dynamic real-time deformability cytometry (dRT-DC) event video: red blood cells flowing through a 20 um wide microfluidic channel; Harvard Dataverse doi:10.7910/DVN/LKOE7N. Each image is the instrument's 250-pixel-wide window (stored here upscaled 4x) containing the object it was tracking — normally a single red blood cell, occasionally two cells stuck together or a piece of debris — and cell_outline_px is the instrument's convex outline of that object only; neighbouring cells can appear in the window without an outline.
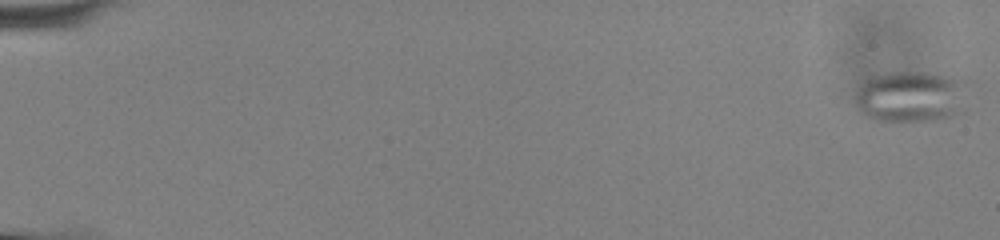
{"species": "common noctule bat (a hibernating species)", "species_latin": "Nyctalus noctula", "temperature_condition": "cold", "stored_images_in_passage": 55, "camera_frame_rate_fps": 3000, "um_per_image_px": 0.085, "animal": {"sex": "male", "body_mass_g": 13.0, "forearm_length_mm": 53.1}, "frame": {"image": 1, "passage_image": 1, "time_ms": 0.0, "image_size_px": [1000, 240], "cell_outline_px": [[972, 80], [964, 112], [940, 120], [876, 120], [860, 112], [856, 108], [852, 100], [852, 96], [872, 76], [892, 72], [924, 72], [964, 76]], "centroid_in_image_um": [77.59, 8.18], "position_along_channel_um": 7.4, "area_um2": 35.08}}
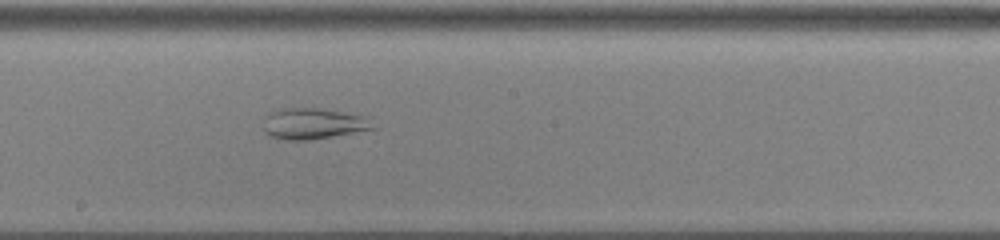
{"frame": {"image": 2, "passage_image": 32, "time_ms": 10.333, "image_size_px": [1000, 240], "cell_outline_px": [[376, 128], [332, 136], [304, 140], [276, 140], [264, 132], [264, 116], [280, 108], [320, 108], [372, 116]], "centroid_in_image_um": [26.66, 10.5], "position_along_channel_um": 221.5, "area_um2": 20.23}}
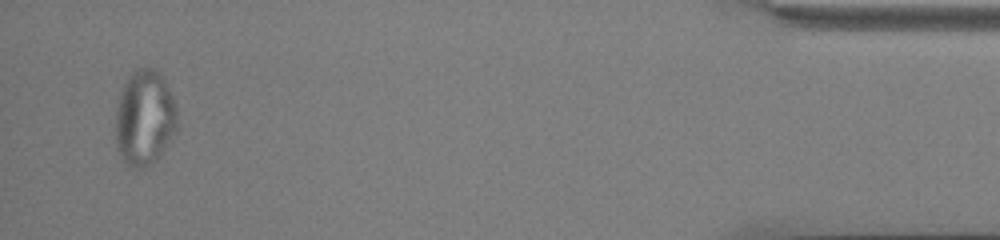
{"frame": {"image": 3, "passage_image": 53, "time_ms": 17.333, "image_size_px": [1000, 240], "cell_outline_px": [[180, 124], [164, 148], [152, 164], [144, 168], [132, 168], [120, 156], [116, 148], [116, 108], [120, 92], [128, 76], [132, 72], [140, 68], [156, 68], [160, 72], [172, 96], [176, 108]], "centroid_in_image_um": [12.29, 10.01], "position_along_channel_um": 422.9, "area_um2": 34.45}}